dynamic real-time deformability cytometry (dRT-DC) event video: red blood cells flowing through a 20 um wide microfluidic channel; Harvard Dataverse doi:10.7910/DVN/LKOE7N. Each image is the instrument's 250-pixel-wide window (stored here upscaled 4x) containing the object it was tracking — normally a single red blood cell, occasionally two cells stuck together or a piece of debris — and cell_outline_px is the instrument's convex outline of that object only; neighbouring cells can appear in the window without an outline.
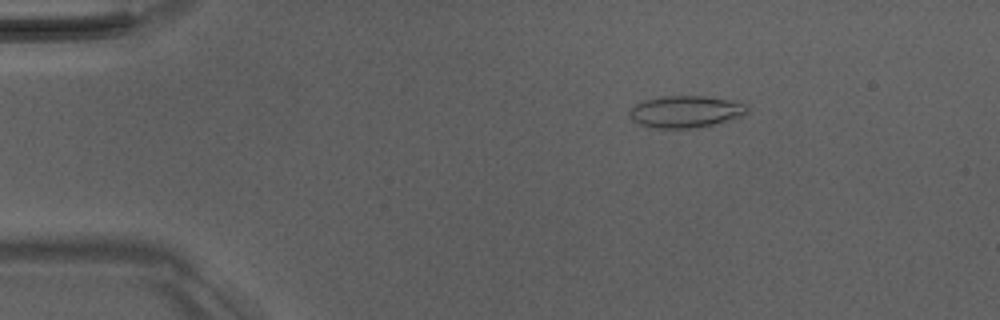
{"species": "Egyptian fruit bat (a non-hibernating species)", "species_latin": "Rousettus aegyptiacus", "temperature_condition": "room temperature", "stored_images_in_passage": 4, "camera_frame_rate_fps": 3000, "um_per_image_px": 0.085, "animal": {"sex": "male"}, "frame": {"image": 1, "passage_image": 2, "time_ms": 1.0, "image_size_px": [1000, 320], "cell_outline_px": [[748, 112], [740, 116], [712, 124], [692, 128], [656, 128], [640, 124], [632, 120], [628, 116], [628, 112], [636, 104], [644, 100], [660, 96], [704, 96], [732, 100], [744, 104], [748, 108]], "centroid_in_image_um": [58.23, 9.48], "position_along_channel_um": 26.8, "area_um2": 21.68}}